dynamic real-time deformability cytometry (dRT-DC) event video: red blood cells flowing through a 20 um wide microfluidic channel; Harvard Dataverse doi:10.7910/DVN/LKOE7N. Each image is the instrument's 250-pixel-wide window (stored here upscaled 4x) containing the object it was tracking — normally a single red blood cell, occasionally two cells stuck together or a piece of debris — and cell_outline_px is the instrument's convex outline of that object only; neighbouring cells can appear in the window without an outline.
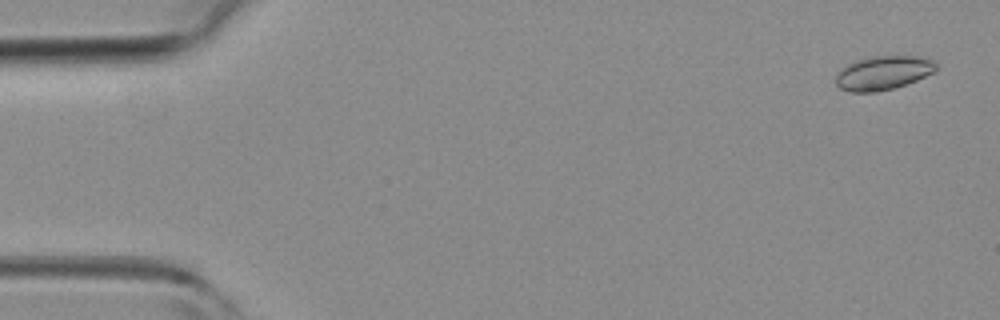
{"species": "common noctule bat (a hibernating species)", "species_latin": "Nyctalus noctula", "temperature_condition": "room temperature", "stored_images_in_passage": 3, "segment_of_instrument_passage": [2, 2], "camera_frame_rate_fps": 3000, "um_per_image_px": 0.085, "animal": {"sex": "female", "body_mass_g": 19.3, "forearm_length_mm": 54.1}, "frame": {"image": 1, "passage_image": 3, "time_ms": 3.0, "image_size_px": [1000, 320], "cell_outline_px": [[936, 68], [932, 72], [916, 80], [892, 88], [876, 92], [848, 92], [840, 88], [836, 84], [836, 76], [848, 64], [872, 56], [916, 56], [932, 60], [936, 64]], "centroid_in_image_um": [75.05, 6.2], "position_along_channel_um": 10.0, "area_um2": 19.31}}